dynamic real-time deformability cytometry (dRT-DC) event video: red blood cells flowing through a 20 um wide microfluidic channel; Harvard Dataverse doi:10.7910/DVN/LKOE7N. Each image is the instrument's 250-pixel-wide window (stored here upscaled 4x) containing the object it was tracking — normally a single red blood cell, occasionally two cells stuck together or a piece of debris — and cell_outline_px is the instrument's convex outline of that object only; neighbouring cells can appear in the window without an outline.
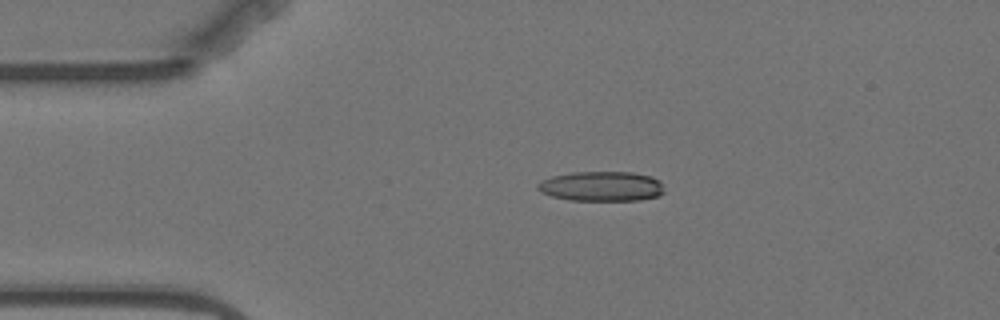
{"species": "Egyptian fruit bat (a non-hibernating species)", "species_latin": "Rousettus aegyptiacus", "temperature_condition": "warm", "stored_images_in_passage": 4, "camera_frame_rate_fps": 3000, "um_per_image_px": 0.085, "animal": {"sex": "female"}, "frame": {"image": 1, "passage_image": 3, "time_ms": 2.333, "image_size_px": [1000, 320], "cell_outline_px": [[664, 192], [660, 196], [640, 200], [568, 200], [552, 196], [540, 192], [536, 188], [536, 184], [540, 180], [552, 176], [572, 172], [632, 172], [652, 176], [660, 180]], "centroid_in_image_um": [51.12, 15.83], "position_along_channel_um": 33.9, "area_um2": 22.25}}